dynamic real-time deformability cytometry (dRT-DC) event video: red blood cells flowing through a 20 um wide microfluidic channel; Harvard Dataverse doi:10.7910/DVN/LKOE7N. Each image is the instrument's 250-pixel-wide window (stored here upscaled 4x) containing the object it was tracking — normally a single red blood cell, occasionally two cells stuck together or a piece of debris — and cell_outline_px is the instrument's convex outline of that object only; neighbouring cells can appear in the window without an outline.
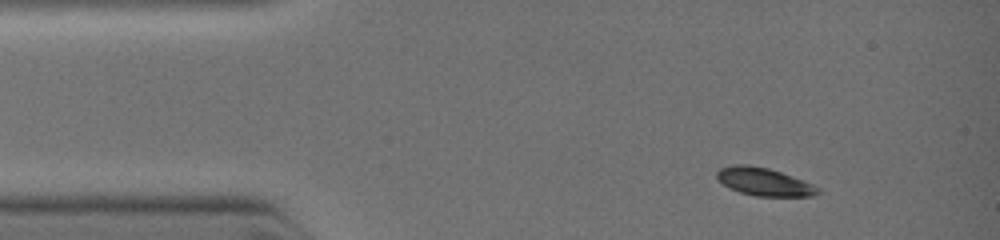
{"species": "common noctule bat (a hibernating species)", "species_latin": "Nyctalus noctula", "temperature_condition": "warm", "stored_images_in_passage": 9, "camera_frame_rate_fps": 3000, "um_per_image_px": 0.085, "animal": {"sex": "female", "body_mass_g": 19.0, "forearm_length_mm": 51.5}, "frame": {"image": 1, "passage_image": 1, "time_ms": 0.0, "image_size_px": [1000, 240], "cell_outline_px": [[820, 192], [812, 196], [756, 196], [740, 192], [724, 184], [716, 176], [716, 172], [720, 168], [736, 164], [748, 164], [768, 168], [780, 172], [812, 184], [820, 188]], "centroid_in_image_um": [64.95, 15.45], "position_along_channel_um": 20.1, "area_um2": 16.13}}
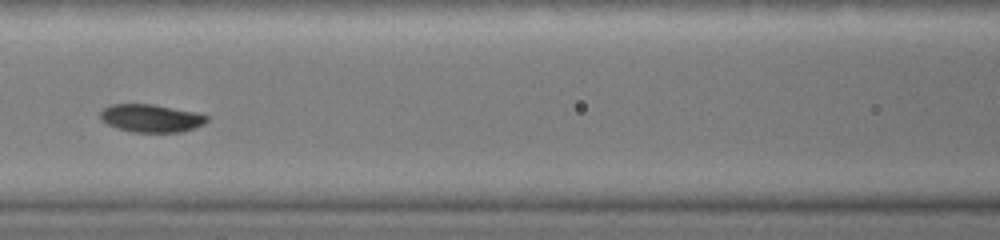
{"frame": {"image": 2, "passage_image": 8, "time_ms": 3.667, "image_size_px": [1000, 240], "cell_outline_px": [[208, 120], [204, 124], [180, 132], [132, 132], [108, 124], [100, 116], [100, 112], [104, 108], [112, 104], [152, 104], [196, 112], [208, 116]], "centroid_in_image_um": [12.87, 10.04], "position_along_channel_um": 153.7, "area_um2": 17.05}}